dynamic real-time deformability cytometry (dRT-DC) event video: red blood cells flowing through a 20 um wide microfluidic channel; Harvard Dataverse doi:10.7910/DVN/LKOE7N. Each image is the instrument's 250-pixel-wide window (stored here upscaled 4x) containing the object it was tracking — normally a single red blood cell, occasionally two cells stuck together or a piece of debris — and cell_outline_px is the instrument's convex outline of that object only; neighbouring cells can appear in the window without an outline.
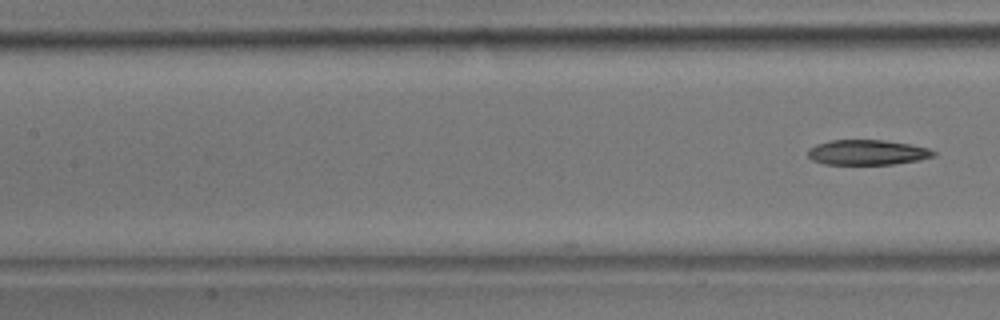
{"species": "common noctule bat (a hibernating species)", "species_latin": "Nyctalus noctula", "temperature_condition": "room temperature", "stored_images_in_passage": 12, "camera_frame_rate_fps": 3000, "um_per_image_px": 0.085, "animal": {"sex": "male", "body_mass_g": 17.9}, "frame": {"image": 1, "passage_image": 12, "time_ms": 3.667, "image_size_px": [1000, 320], "cell_outline_px": [[936, 156], [920, 160], [892, 164], [824, 164], [812, 160], [808, 156], [808, 148], [816, 144], [828, 140], [884, 140], [908, 144], [928, 148], [936, 152]], "centroid_in_image_um": [73.71, 12.95], "position_along_channel_um": 133.7, "area_um2": 18.44}}